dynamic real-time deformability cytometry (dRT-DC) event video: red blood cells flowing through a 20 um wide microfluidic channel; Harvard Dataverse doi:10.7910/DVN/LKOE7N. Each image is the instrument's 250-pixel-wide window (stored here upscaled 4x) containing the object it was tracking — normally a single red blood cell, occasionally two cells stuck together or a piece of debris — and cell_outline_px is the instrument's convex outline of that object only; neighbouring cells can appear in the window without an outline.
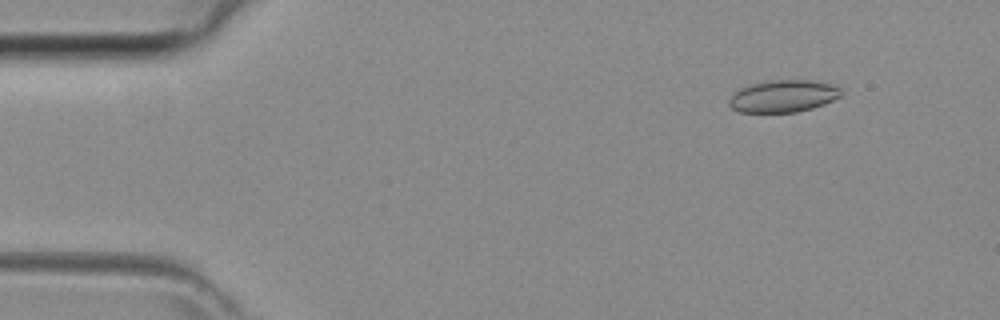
{"species": "common noctule bat (a hibernating species)", "species_latin": "Nyctalus noctula", "temperature_condition": "room temperature", "stored_images_in_passage": 36, "camera_frame_rate_fps": 3000, "um_per_image_px": 0.085, "animal": {"sex": "female", "body_mass_g": 29.2, "forearm_length_mm": 56.3}, "frame": {"image": 1, "passage_image": 5, "time_ms": 1.333, "image_size_px": [1000, 320], "cell_outline_px": [[844, 92], [840, 96], [824, 104], [812, 108], [796, 112], [740, 112], [732, 108], [728, 104], [728, 100], [740, 88], [752, 84], [772, 80], [812, 80], [832, 84], [840, 88]], "centroid_in_image_um": [66.6, 8.17], "position_along_channel_um": 18.4, "area_um2": 20.92}}
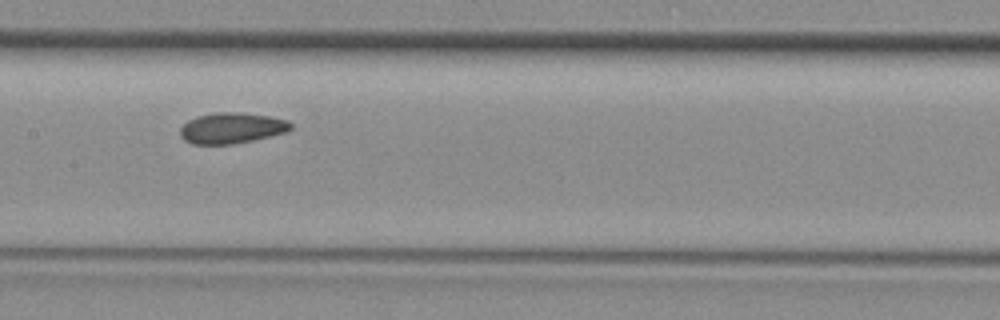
{"frame": {"image": 2, "passage_image": 22, "time_ms": 7.0, "image_size_px": [1000, 320], "cell_outline_px": [[292, 128], [288, 132], [252, 140], [232, 144], [192, 144], [184, 140], [180, 136], [180, 128], [188, 120], [196, 116], [216, 112], [240, 112], [268, 116], [288, 120], [292, 124]], "centroid_in_image_um": [19.69, 10.88], "position_along_channel_um": 187.7, "area_um2": 19.94}}
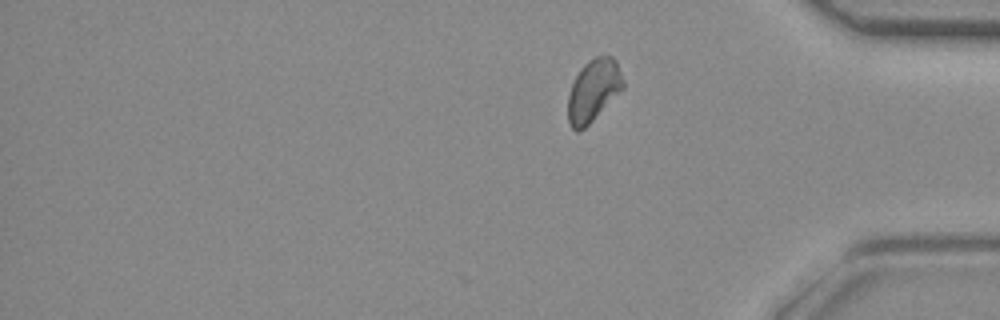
{"frame": {"image": 3, "passage_image": 36, "time_ms": 11.667, "image_size_px": [1000, 320], "cell_outline_px": [[624, 88], [580, 132], [576, 132], [568, 124], [568, 96], [572, 84], [580, 68], [588, 60], [596, 56], [612, 56], [616, 60], [624, 80]], "centroid_in_image_um": [50.43, 7.68], "position_along_channel_um": 384.8, "area_um2": 19.94}}